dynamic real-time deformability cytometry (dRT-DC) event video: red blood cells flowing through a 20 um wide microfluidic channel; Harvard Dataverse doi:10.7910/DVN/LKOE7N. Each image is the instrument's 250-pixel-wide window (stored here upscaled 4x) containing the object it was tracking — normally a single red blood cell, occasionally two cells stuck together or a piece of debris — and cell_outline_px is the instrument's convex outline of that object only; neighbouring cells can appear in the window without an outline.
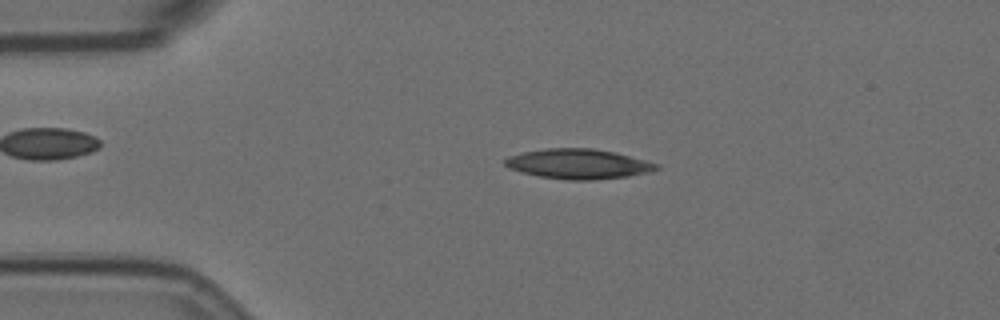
{"species": "Egyptian fruit bat (a non-hibernating species)", "species_latin": "Rousettus aegyptiacus", "temperature_condition": "room temperature", "stored_images_in_passage": 57, "camera_frame_rate_fps": 3000, "um_per_image_px": 0.085, "animal": {"sex": "female"}, "frame": {"image": 1, "passage_image": 12, "time_ms": 3.667, "image_size_px": [1000, 320], "cell_outline_px": [[660, 168], [648, 172], [628, 176], [588, 180], [568, 180], [540, 176], [508, 168], [504, 164], [504, 160], [508, 156], [524, 152], [544, 148], [592, 148], [616, 152], [660, 164]], "centroid_in_image_um": [49.17, 13.92], "position_along_channel_um": 35.8, "area_um2": 26.3}}
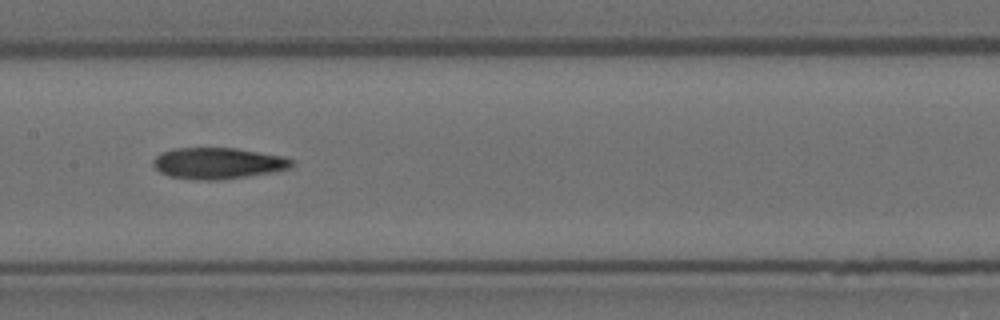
{"frame": {"image": 2, "passage_image": 28, "time_ms": 9.0, "image_size_px": [1000, 320], "cell_outline_px": [[292, 164], [288, 168], [272, 172], [220, 180], [196, 180], [168, 176], [160, 172], [152, 164], [152, 160], [156, 156], [164, 152], [176, 148], [236, 148], [284, 156], [292, 160]], "centroid_in_image_um": [18.49, 13.88], "position_along_channel_um": 188.9, "area_um2": 25.09}}
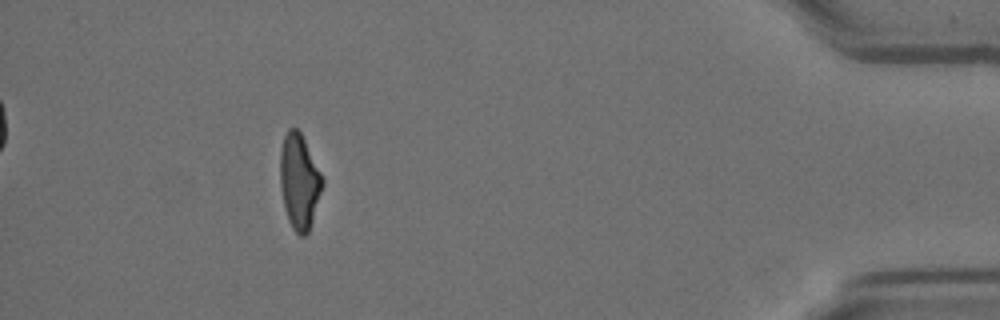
{"frame": {"image": 3, "passage_image": 52, "time_ms": 17.0, "image_size_px": [1000, 320], "cell_outline_px": [[324, 184], [308, 232], [304, 236], [300, 236], [292, 228], [288, 220], [284, 208], [280, 184], [280, 148], [284, 136], [288, 128], [296, 128], [300, 132], [324, 176]], "centroid_in_image_um": [25.44, 15.41], "position_along_channel_um": 409.8, "area_um2": 23.58}, "authors_computed_cell_mechanics": {"area_um2": 25.2586, "velocity_mm_per_s": 3.5023, "shape_relaxation_time_tau1_ms": null, "shape_relaxation_time_tau2_ms": 4.7249, "deformation_change_tau1": null, "deformation_change_tau2": 0.1251}}